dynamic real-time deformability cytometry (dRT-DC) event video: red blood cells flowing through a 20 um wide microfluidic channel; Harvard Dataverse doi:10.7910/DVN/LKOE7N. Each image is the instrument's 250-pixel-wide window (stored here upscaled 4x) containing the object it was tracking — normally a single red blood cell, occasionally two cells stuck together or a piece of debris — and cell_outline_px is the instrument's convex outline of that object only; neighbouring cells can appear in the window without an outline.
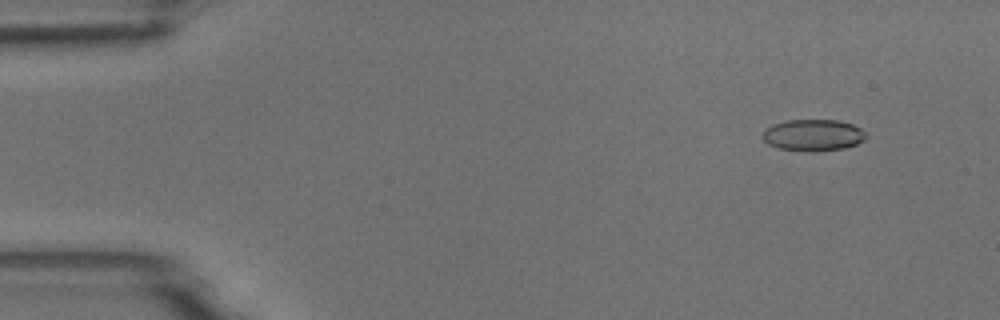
{"species": "common noctule bat (a hibernating species)", "species_latin": "Nyctalus noctula", "temperature_condition": "room temperature", "stored_images_in_passage": 5, "camera_frame_rate_fps": 3000, "um_per_image_px": 0.085, "animal": {"sex": "male", "body_mass_g": 18.8}, "frame": {"image": 1, "passage_image": 2, "time_ms": 1.333, "image_size_px": [1000, 320], "cell_outline_px": [[864, 140], [856, 144], [844, 148], [812, 152], [808, 152], [776, 148], [768, 144], [760, 136], [764, 128], [772, 124], [788, 120], [836, 120], [852, 124], [860, 128], [864, 132]], "centroid_in_image_um": [69.04, 11.49], "position_along_channel_um": 16.0, "area_um2": 19.19}}
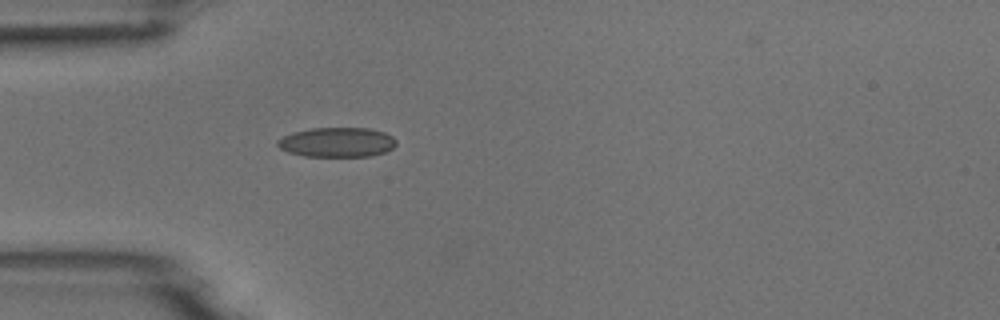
{"frame": {"image": 2, "passage_image": 5, "time_ms": 5.0, "image_size_px": [1000, 320], "cell_outline_px": [[396, 144], [392, 148], [384, 152], [372, 156], [304, 156], [288, 152], [280, 148], [276, 144], [276, 140], [292, 132], [312, 128], [368, 128], [384, 132], [392, 136], [396, 140]], "centroid_in_image_um": [28.63, 12.09], "position_along_channel_um": 56.4, "area_um2": 20.52}}